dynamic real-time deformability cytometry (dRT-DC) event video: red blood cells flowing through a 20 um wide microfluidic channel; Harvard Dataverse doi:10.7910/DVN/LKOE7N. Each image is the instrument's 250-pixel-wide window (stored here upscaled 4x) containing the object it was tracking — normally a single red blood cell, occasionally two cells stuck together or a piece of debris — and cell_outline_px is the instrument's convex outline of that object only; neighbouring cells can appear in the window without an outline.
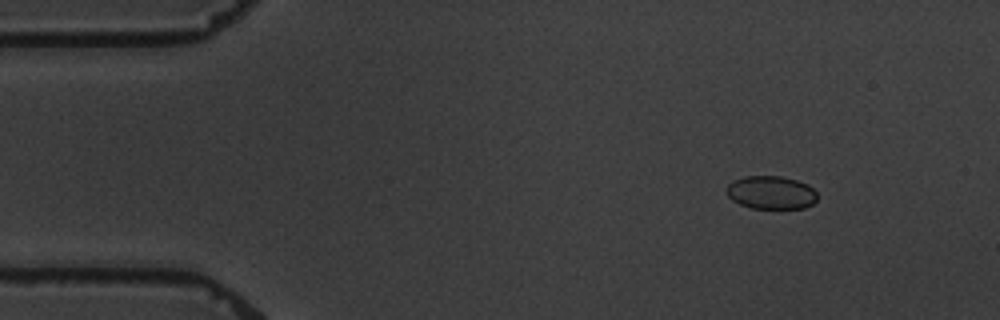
{"species": "common noctule bat (a hibernating species)", "species_latin": "Nyctalus noctula", "temperature_condition": "warm", "stored_images_in_passage": 5, "camera_frame_rate_fps": 3000, "um_per_image_px": 0.085, "animal": {"sex": "male", "body_mass_g": 19.5, "forearm_length_mm": 54.6}, "frame": {"image": 1, "passage_image": 2, "time_ms": 1.333, "image_size_px": [1000, 320], "cell_outline_px": [[816, 200], [812, 204], [804, 208], [752, 208], [740, 204], [732, 200], [728, 196], [728, 184], [732, 180], [744, 176], [780, 176], [796, 180], [808, 184], [816, 192]], "centroid_in_image_um": [65.54, 16.36], "position_along_channel_um": 19.5, "area_um2": 17.46}}
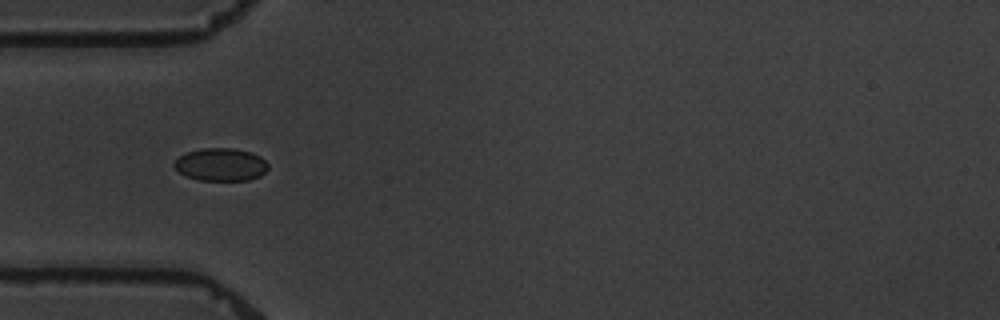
{"frame": {"image": 2, "passage_image": 5, "time_ms": 5.0, "image_size_px": [1000, 320], "cell_outline_px": [[268, 168], [260, 176], [248, 180], [200, 180], [188, 176], [180, 172], [172, 164], [180, 156], [188, 152], [204, 148], [232, 148], [252, 152], [260, 156], [268, 164]], "centroid_in_image_um": [18.8, 13.98], "position_along_channel_um": 66.2, "area_um2": 17.74}}